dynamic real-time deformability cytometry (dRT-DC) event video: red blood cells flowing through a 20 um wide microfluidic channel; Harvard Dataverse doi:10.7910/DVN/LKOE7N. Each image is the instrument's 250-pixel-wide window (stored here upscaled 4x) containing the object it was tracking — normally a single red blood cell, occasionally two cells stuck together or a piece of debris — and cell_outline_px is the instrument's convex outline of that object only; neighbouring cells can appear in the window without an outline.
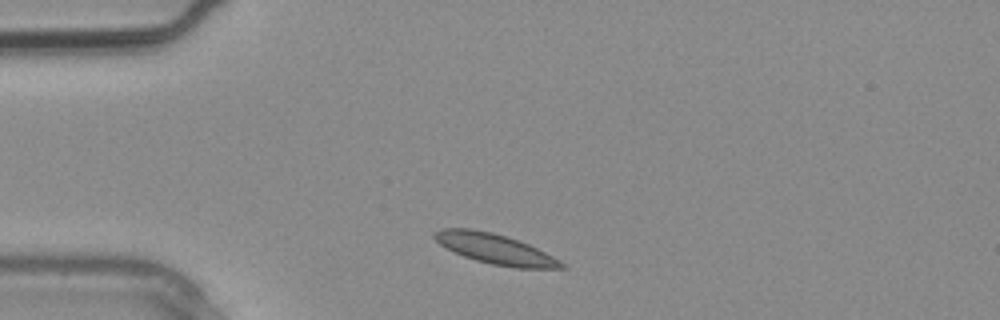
{"species": "common noctule bat (a hibernating species)", "species_latin": "Nyctalus noctula", "temperature_condition": "warm", "stored_images_in_passage": 2, "segment_of_instrument_passage": [1, 2], "camera_frame_rate_fps": 3000, "um_per_image_px": 0.085, "animal": {"sex": "male", "body_mass_g": 20.4}, "frame": {"image": 1, "passage_image": 1, "time_ms": 0.0, "image_size_px": [1000, 320], "cell_outline_px": [[568, 268], [516, 268], [492, 264], [476, 260], [464, 256], [440, 244], [432, 236], [432, 232], [440, 228], [472, 228], [492, 232], [508, 236], [528, 244], [568, 264]], "centroid_in_image_um": [42.1, 21.14], "position_along_channel_um": 42.9, "area_um2": 22.31}}